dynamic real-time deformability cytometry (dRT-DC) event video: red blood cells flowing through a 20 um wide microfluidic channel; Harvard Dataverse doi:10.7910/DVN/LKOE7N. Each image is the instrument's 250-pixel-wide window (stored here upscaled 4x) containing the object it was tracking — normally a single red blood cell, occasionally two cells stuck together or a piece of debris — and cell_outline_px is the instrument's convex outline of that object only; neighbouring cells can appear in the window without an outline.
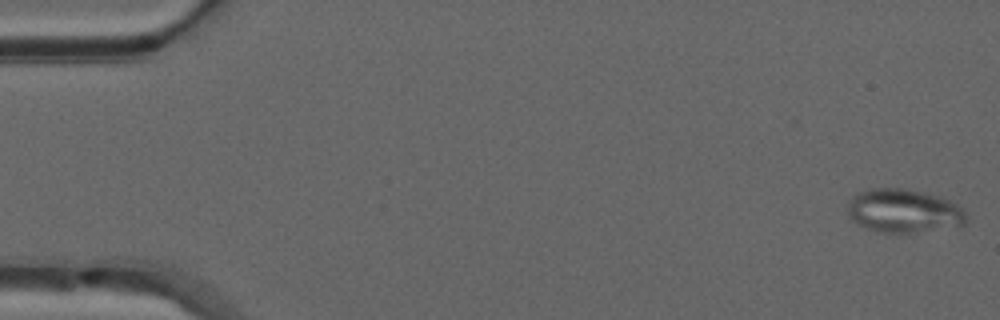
{"species": "common noctule bat (a hibernating species)", "species_latin": "Nyctalus noctula", "temperature_condition": "warm", "stored_images_in_passage": 42, "camera_frame_rate_fps": 3000, "um_per_image_px": 0.085, "animal": {"sex": "male", "forearm_length_mm": 52.5}, "frame": {"image": 1, "passage_image": 1, "time_ms": 0.0, "image_size_px": [1000, 320], "cell_outline_px": [[968, 220], [964, 224], [908, 232], [876, 232], [852, 220], [848, 216], [848, 204], [852, 196], [856, 192], [872, 188], [904, 188], [936, 196], [948, 200], [964, 208], [968, 216]], "centroid_in_image_um": [76.78, 17.9], "position_along_channel_um": 8.2, "area_um2": 29.71}}
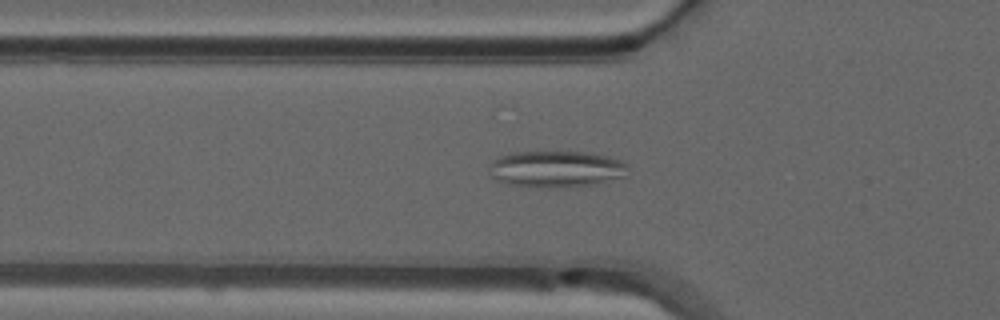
{"frame": {"image": 2, "passage_image": 17, "time_ms": 5.333, "image_size_px": [1000, 320], "cell_outline_px": [[628, 164], [624, 176], [596, 184], [560, 188], [540, 188], [508, 184], [496, 180], [488, 176], [492, 160], [500, 156], [512, 152], [592, 152], [608, 156], [620, 160]], "centroid_in_image_um": [47.24, 14.37], "position_along_channel_um": 78.6, "area_um2": 29.88}}
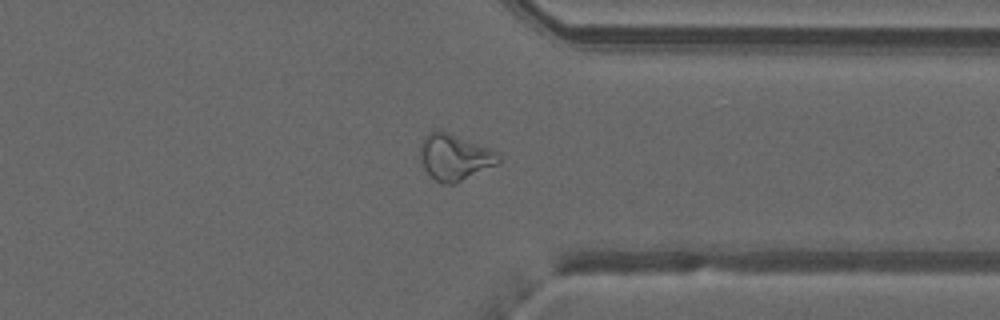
{"frame": {"image": 3, "passage_image": 39, "time_ms": 12.667, "image_size_px": [1000, 320], "cell_outline_px": [[500, 160], [496, 164], [456, 184], [444, 184], [436, 180], [424, 168], [420, 160], [420, 144], [424, 136], [432, 128], [440, 128], [492, 148], [500, 152]], "centroid_in_image_um": [38.64, 13.3], "position_along_channel_um": 372.8, "area_um2": 21.68}, "authors_computed_cell_mechanics": {"area_um2": 22.1085, "velocity_mm_per_s": 4.0495, "shape_relaxation_time_tau1_ms": null, "shape_relaxation_time_tau2_ms": 2.081, "deformation_change_tau1": null, "deformation_change_tau2": 0.1111}}